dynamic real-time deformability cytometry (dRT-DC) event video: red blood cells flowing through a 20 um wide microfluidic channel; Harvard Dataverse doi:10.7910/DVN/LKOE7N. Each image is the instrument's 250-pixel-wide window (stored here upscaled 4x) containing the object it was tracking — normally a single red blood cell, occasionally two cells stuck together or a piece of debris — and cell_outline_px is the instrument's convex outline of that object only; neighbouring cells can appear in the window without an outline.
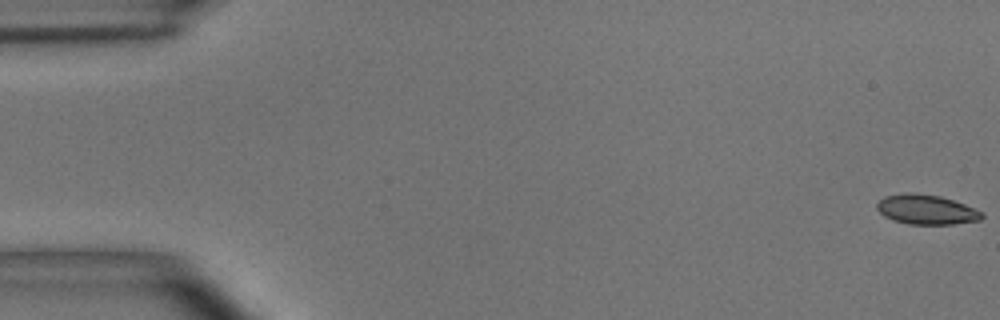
{"species": "common noctule bat (a hibernating species)", "species_latin": "Nyctalus noctula", "temperature_condition": "room temperature", "stored_images_in_passage": 1, "camera_frame_rate_fps": 3000, "um_per_image_px": 0.085, "animal": {"sex": "male", "body_mass_g": 15.6}, "frame": {"image": 1, "passage_image": 1, "time_ms": 0.0, "image_size_px": [1000, 320], "cell_outline_px": [[972, 216], [964, 220], [904, 220], [892, 216], [900, 196], [928, 196], [944, 200], [968, 208], [972, 212]], "centroid_in_image_um": [78.99, 17.8], "position_along_channel_um": 6.0, "area_um2": 10.98}}